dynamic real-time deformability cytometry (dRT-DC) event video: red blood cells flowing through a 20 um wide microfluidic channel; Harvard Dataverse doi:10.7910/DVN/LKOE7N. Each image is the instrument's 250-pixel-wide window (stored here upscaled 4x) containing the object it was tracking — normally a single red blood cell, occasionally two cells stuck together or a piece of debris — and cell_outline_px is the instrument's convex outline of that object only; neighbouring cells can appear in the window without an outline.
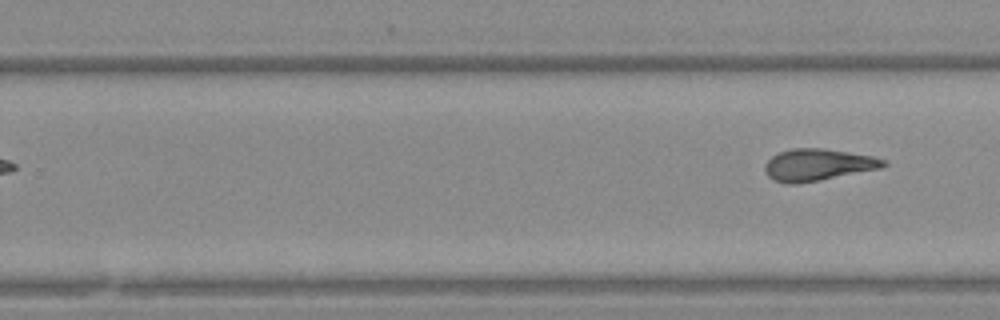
{"species": "Egyptian fruit bat (a non-hibernating species)", "species_latin": "Rousettus aegyptiacus", "temperature_condition": "warm", "stored_images_in_passage": 10, "camera_frame_rate_fps": 3000, "um_per_image_px": 0.085, "animal": {"sex": "female"}, "frame": {"image": 1, "passage_image": 10, "time_ms": 12.667, "image_size_px": [1000, 320], "cell_outline_px": [[888, 164], [880, 168], [820, 180], [796, 184], [784, 184], [772, 180], [768, 176], [764, 168], [764, 164], [776, 152], [792, 148], [824, 148], [872, 156], [884, 160]], "centroid_in_image_um": [69.45, 14.01], "position_along_channel_um": 260.4, "area_um2": 22.08}}